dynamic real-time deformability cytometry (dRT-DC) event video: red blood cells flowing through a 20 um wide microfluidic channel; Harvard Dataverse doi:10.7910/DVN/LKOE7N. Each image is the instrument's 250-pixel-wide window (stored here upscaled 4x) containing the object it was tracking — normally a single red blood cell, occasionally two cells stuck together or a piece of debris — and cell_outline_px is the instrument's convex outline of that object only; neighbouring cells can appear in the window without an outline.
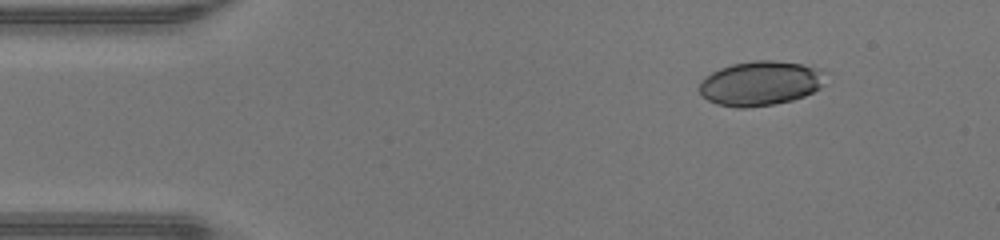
{"species": "human", "species_latin": "Homo sapiens", "temperature_condition": "warm", "stored_images_in_passage": 42, "camera_frame_rate_fps": 3000, "um_per_image_px": 0.085, "donor": {"sex": "male"}, "frame": {"image": 1, "passage_image": 1, "time_ms": 0.0, "image_size_px": [1000, 240], "cell_outline_px": [[828, 72], [820, 88], [804, 96], [792, 100], [772, 104], [744, 108], [736, 108], [716, 104], [708, 100], [700, 92], [700, 84], [712, 72], [720, 68], [732, 64], [752, 60], [772, 60], [804, 64], [820, 68]], "centroid_in_image_um": [64.69, 7.07], "position_along_channel_um": 20.3, "area_um2": 32.77}}
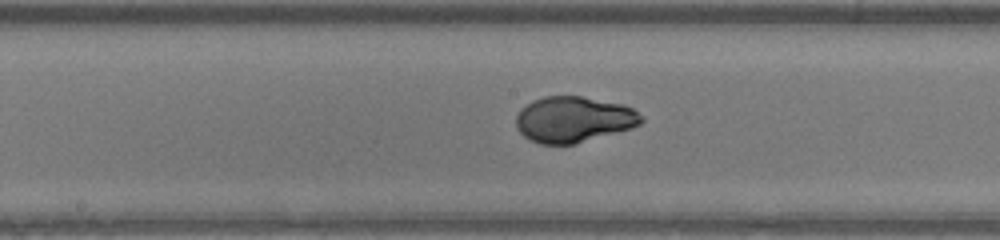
{"frame": {"image": 2, "passage_image": 19, "time_ms": 6.0, "image_size_px": [1000, 240], "cell_outline_px": [[644, 120], [640, 124], [628, 128], [576, 144], [540, 144], [524, 136], [516, 128], [516, 116], [520, 108], [532, 100], [544, 96], [580, 96], [624, 104], [632, 108], [644, 116]], "centroid_in_image_um": [48.73, 10.14], "position_along_channel_um": 199.5, "area_um2": 33.47}}
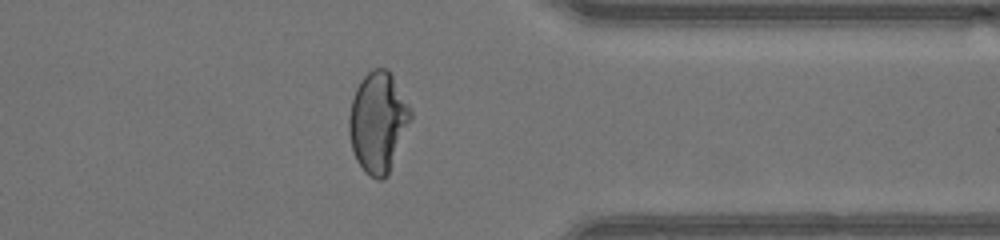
{"frame": {"image": 3, "passage_image": 32, "time_ms": 10.333, "image_size_px": [1000, 240], "cell_outline_px": [[412, 116], [388, 176], [384, 180], [376, 180], [356, 160], [352, 148], [348, 132], [348, 116], [352, 100], [356, 88], [360, 80], [372, 68], [388, 68], [412, 108]], "centroid_in_image_um": [32.14, 10.35], "position_along_channel_um": 379.3, "area_um2": 36.13}, "authors_computed_cell_mechanics": {"area_um2": 33.8997, "velocity_mm_per_s": 4.3945, "shape_relaxation_time_tau1_ms": 3.6361, "shape_relaxation_time_tau2_ms": null, "deformation_change_tau1": 0.2632, "deformation_change_tau2": null}}